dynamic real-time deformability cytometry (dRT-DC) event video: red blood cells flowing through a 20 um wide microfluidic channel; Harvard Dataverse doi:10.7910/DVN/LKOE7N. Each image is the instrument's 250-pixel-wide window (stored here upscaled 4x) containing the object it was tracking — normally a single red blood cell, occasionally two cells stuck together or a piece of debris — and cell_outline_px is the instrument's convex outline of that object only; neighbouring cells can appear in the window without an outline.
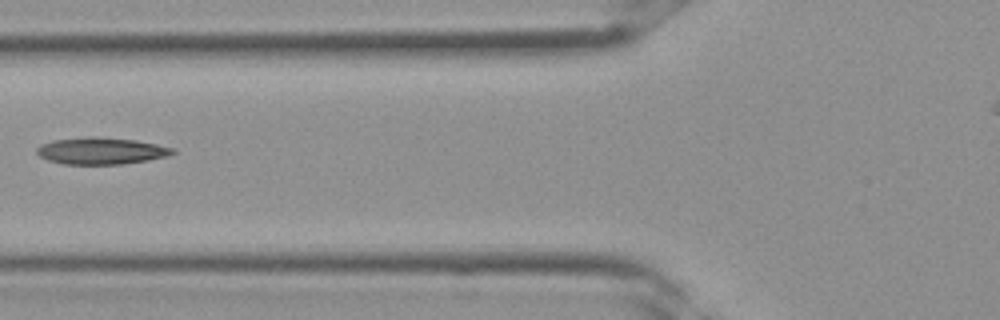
{"species": "Egyptian fruit bat (a non-hibernating species)", "species_latin": "Rousettus aegyptiacus", "temperature_condition": "room temperature", "stored_images_in_passage": 2, "camera_frame_rate_fps": 3000, "um_per_image_px": 0.085, "frame": {"image": 1, "passage_image": 2, "time_ms": 0.333, "image_size_px": [1000, 320], "cell_outline_px": [[176, 152], [168, 156], [148, 160], [124, 164], [64, 164], [48, 160], [40, 156], [36, 152], [36, 148], [40, 144], [52, 140], [88, 136], [92, 136], [136, 140], [176, 148]], "centroid_in_image_um": [8.6, 12.82], "position_along_channel_um": 117.2, "area_um2": 21.39}}